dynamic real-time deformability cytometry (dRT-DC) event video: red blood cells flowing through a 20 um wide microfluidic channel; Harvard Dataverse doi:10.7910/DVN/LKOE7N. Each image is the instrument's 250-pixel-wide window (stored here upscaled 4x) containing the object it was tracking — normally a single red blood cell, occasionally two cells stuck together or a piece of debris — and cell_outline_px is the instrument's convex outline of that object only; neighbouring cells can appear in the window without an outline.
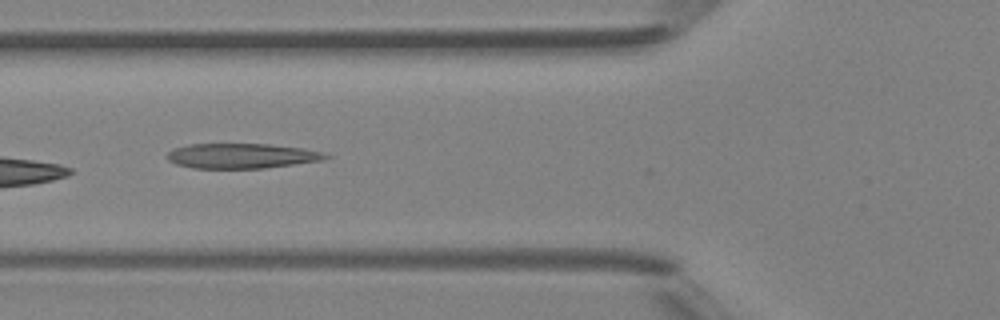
{"species": "Egyptian fruit bat (a non-hibernating species)", "species_latin": "Rousettus aegyptiacus", "temperature_condition": "room temperature", "stored_images_in_passage": 5, "camera_frame_rate_fps": 3000, "um_per_image_px": 0.085, "animal": {"sex": "female"}, "frame": {"image": 1, "passage_image": 5, "time_ms": 4.333, "image_size_px": [1000, 320], "cell_outline_px": [[332, 156], [324, 160], [264, 168], [192, 168], [176, 164], [168, 160], [168, 152], [172, 148], [188, 144], [268, 144], [300, 148], [320, 152]], "centroid_in_image_um": [20.5, 13.25], "position_along_channel_um": 105.3, "area_um2": 22.95}}